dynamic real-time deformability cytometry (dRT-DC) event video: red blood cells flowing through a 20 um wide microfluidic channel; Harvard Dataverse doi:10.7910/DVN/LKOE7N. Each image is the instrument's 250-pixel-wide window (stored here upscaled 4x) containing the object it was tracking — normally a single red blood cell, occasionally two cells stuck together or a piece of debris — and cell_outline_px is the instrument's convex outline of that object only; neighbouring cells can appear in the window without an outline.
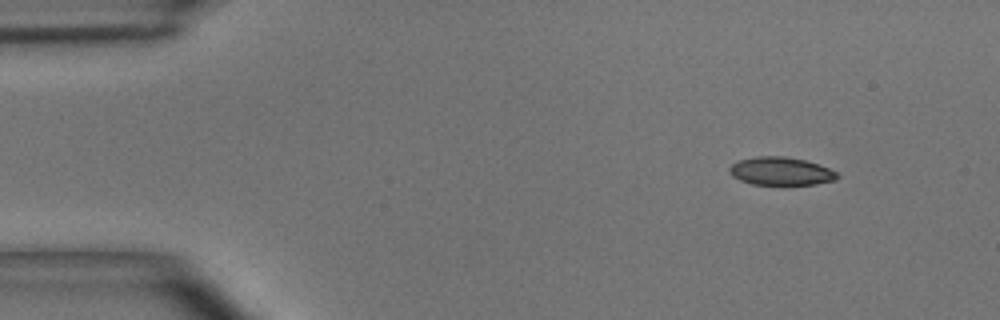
{"species": "common noctule bat (a hibernating species)", "species_latin": "Nyctalus noctula", "temperature_condition": "room temperature", "stored_images_in_passage": 44, "camera_frame_rate_fps": 3000, "um_per_image_px": 0.085, "animal": {"sex": "male", "body_mass_g": 15.6}, "frame": {"image": 1, "passage_image": 1, "time_ms": 0.0, "image_size_px": [1000, 320], "cell_outline_px": [[840, 176], [832, 180], [816, 184], [784, 188], [752, 184], [740, 180], [732, 176], [728, 172], [728, 168], [736, 160], [756, 156], [784, 156], [804, 160], [828, 168], [836, 172]], "centroid_in_image_um": [66.31, 14.6], "position_along_channel_um": 18.7, "area_um2": 18.44}}
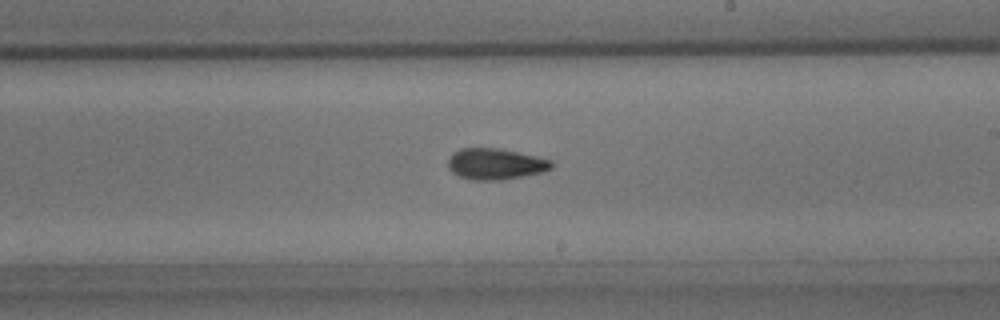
{"frame": {"image": 2, "passage_image": 24, "time_ms": 7.667, "image_size_px": [1000, 320], "cell_outline_px": [[552, 168], [544, 172], [500, 180], [472, 180], [460, 176], [452, 172], [448, 168], [448, 160], [452, 152], [460, 148], [496, 148], [536, 156], [552, 160]], "centroid_in_image_um": [42.09, 13.94], "position_along_channel_um": 246.9, "area_um2": 18.73}}
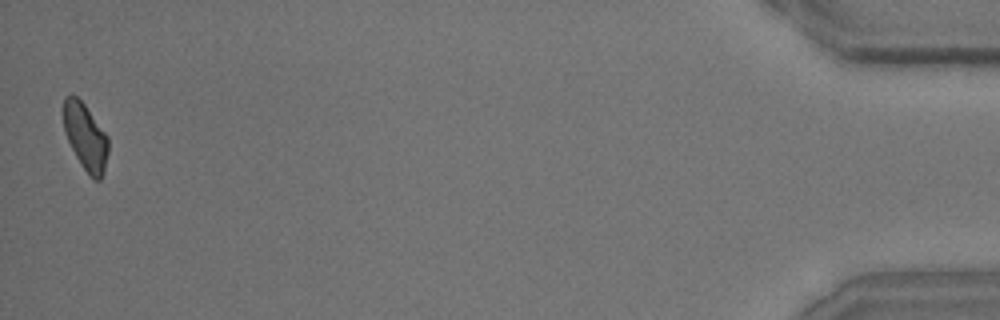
{"frame": {"image": 3, "passage_image": 44, "time_ms": 14.333, "image_size_px": [1000, 320], "cell_outline_px": [[108, 152], [104, 172], [100, 180], [96, 180], [84, 168], [76, 156], [68, 140], [64, 128], [64, 96], [72, 92], [84, 104], [108, 136]], "centroid_in_image_um": [7.27, 11.59], "position_along_channel_um": 427.9, "area_um2": 17.11}, "authors_computed_cell_mechanics": {"area_um2": 18.3226, "velocity_mm_per_s": 4.0815, "shape_relaxation_time_tau1_ms": 4.1064, "shape_relaxation_time_tau2_ms": 2.9335, "deformation_change_tau1": 0.1375, "deformation_change_tau2": 0.1003}}